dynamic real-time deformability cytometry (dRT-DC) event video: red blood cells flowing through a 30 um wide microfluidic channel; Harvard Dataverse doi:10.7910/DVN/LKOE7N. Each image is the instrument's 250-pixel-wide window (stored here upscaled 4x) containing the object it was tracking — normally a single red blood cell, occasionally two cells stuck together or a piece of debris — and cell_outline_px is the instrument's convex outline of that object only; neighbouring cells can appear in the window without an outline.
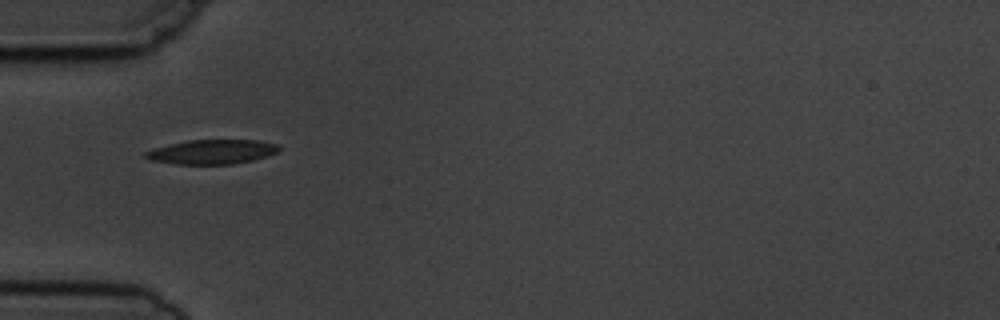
{"species": "common noctule bat (a hibernating species)", "species_latin": "Nyctalus noctula", "temperature_condition": "cold", "stored_images_in_passage": 3, "camera_frame_rate_fps": 3000, "um_per_image_px": 0.085, "animal": {"sex": "male", "body_mass_g": 19.5, "forearm_length_mm": 54.6}, "frame": {"image": 1, "passage_image": 1, "time_ms": 0.0, "image_size_px": [1000, 320], "cell_outline_px": [[280, 152], [268, 156], [252, 160], [232, 164], [176, 164], [152, 160], [144, 156], [144, 152], [168, 144], [188, 140], [256, 140], [280, 144]], "centroid_in_image_um": [18.08, 12.9], "position_along_channel_um": 66.9, "area_um2": 19.02}}
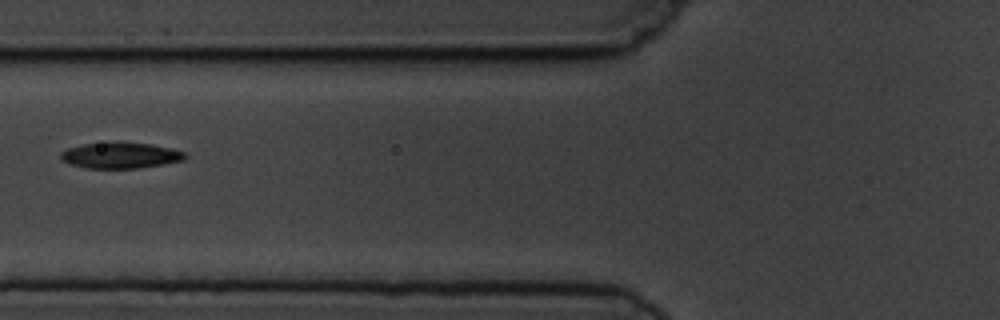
{"frame": {"image": 2, "passage_image": 2, "time_ms": 1.333, "image_size_px": [1000, 320], "cell_outline_px": [[188, 156], [184, 160], [164, 164], [140, 168], [84, 168], [68, 164], [60, 160], [60, 152], [68, 148], [84, 144], [152, 144], [172, 148], [184, 152]], "centroid_in_image_um": [10.23, 13.24], "position_along_channel_um": 115.6, "area_um2": 18.44}}
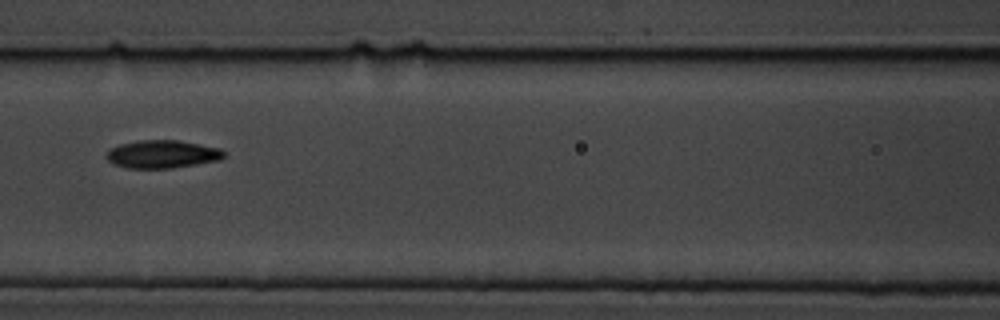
{"frame": {"image": 3, "passage_image": 3, "time_ms": 2.333, "image_size_px": [1000, 320], "cell_outline_px": [[224, 156], [220, 160], [172, 168], [128, 168], [112, 164], [104, 156], [112, 148], [120, 144], [140, 140], [180, 140], [220, 148], [224, 152]], "centroid_in_image_um": [13.79, 13.1], "position_along_channel_um": 152.8, "area_um2": 19.13}}